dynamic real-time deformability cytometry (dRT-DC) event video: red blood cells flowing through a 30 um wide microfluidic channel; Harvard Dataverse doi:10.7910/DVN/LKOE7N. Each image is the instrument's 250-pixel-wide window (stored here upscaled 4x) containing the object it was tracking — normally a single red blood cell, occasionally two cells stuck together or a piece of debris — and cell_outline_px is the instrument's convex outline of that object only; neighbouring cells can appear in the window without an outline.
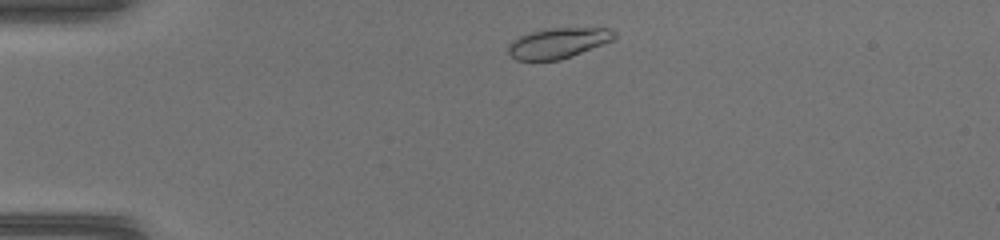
{"species": "common noctule bat (a hibernating species)", "species_latin": "Nyctalus noctula", "temperature_condition": "warm", "stored_images_in_passage": 37, "camera_frame_rate_fps": 3000, "um_per_image_px": 0.085, "animal": {"sex": "female", "body_mass_g": 17.0, "forearm_length_mm": 48.0}, "frame": {"image": 1, "passage_image": 2, "time_ms": 0.333, "image_size_px": [1000, 240], "cell_outline_px": [[616, 36], [612, 40], [560, 60], [516, 60], [508, 52], [508, 48], [520, 36], [532, 32], [556, 28], [608, 28], [616, 32]], "centroid_in_image_um": [47.47, 3.66], "position_along_channel_um": 37.5, "area_um2": 18.15}}
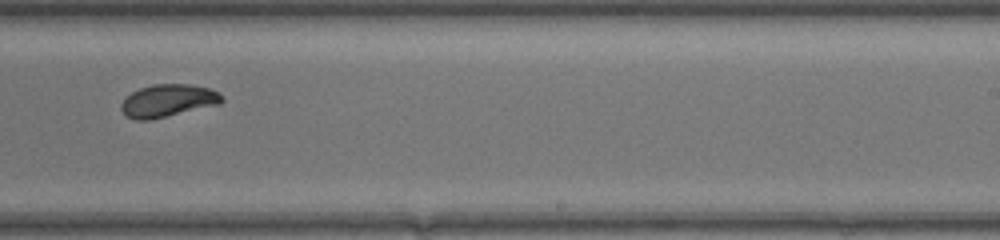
{"frame": {"image": 2, "passage_image": 21, "time_ms": 6.667, "image_size_px": [1000, 240], "cell_outline_px": [[224, 100], [220, 104], [148, 120], [136, 120], [124, 116], [120, 108], [120, 104], [132, 92], [140, 88], [152, 84], [192, 84], [208, 88], [224, 96]], "centroid_in_image_um": [14.26, 8.55], "position_along_channel_um": 274.7, "area_um2": 19.07}}
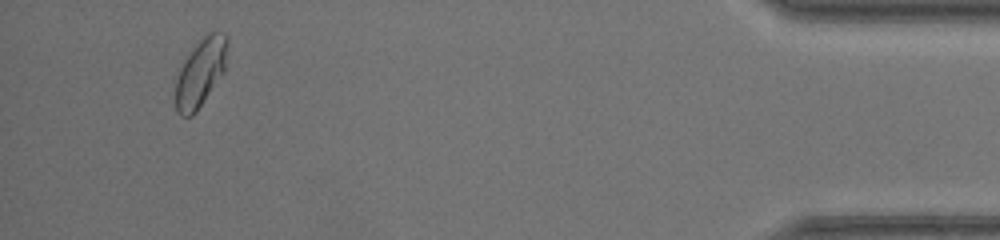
{"frame": {"image": 3, "passage_image": 35, "time_ms": 11.333, "image_size_px": [1000, 240], "cell_outline_px": [[228, 44], [224, 72], [196, 112], [192, 116], [180, 116], [176, 112], [176, 76], [184, 60], [196, 44], [208, 32], [224, 32], [228, 36]], "centroid_in_image_um": [17.05, 6.16], "position_along_channel_um": 418.1, "area_um2": 20.52}}